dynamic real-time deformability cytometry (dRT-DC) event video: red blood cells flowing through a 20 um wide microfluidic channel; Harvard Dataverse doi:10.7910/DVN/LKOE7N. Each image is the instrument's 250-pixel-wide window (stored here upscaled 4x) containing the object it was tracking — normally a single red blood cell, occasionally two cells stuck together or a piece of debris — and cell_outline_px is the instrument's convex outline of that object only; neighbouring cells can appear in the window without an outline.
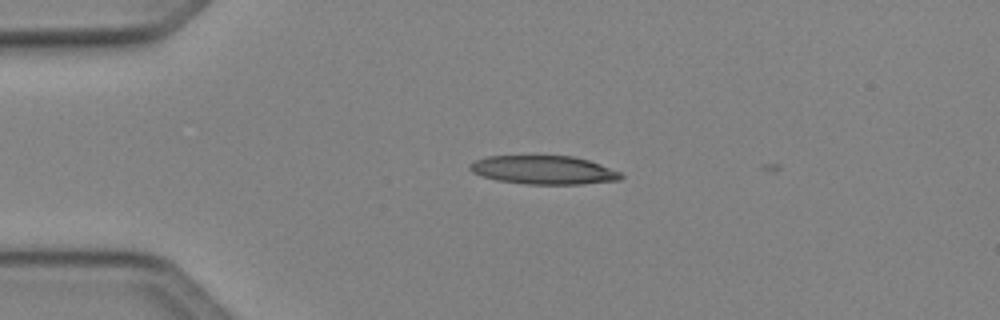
{"species": "Egyptian fruit bat (a non-hibernating species)", "species_latin": "Rousettus aegyptiacus", "temperature_condition": "cold", "stored_images_in_passage": 5, "camera_frame_rate_fps": 3000, "um_per_image_px": 0.085, "animal": {"sex": "female"}, "frame": {"image": 1, "passage_image": 2, "time_ms": 0.333, "image_size_px": [1000, 320], "cell_outline_px": [[624, 176], [620, 180], [584, 184], [528, 184], [496, 180], [472, 172], [468, 168], [468, 164], [476, 160], [488, 156], [572, 156], [588, 160], [600, 164], [620, 172]], "centroid_in_image_um": [46.22, 14.45], "position_along_channel_um": 38.8, "area_um2": 25.09}}